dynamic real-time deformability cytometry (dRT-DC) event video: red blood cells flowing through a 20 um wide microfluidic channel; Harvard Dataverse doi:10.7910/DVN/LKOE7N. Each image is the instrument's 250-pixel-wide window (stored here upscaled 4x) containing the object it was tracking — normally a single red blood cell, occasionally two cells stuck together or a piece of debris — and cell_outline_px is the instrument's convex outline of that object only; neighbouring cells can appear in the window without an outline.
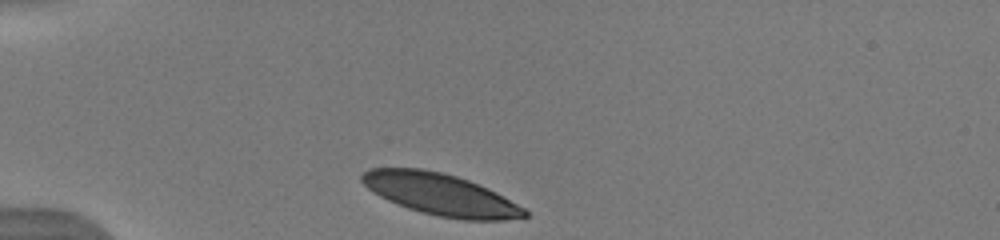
{"species": "human", "species_latin": "Homo sapiens", "temperature_condition": "warm", "stored_images_in_passage": 35, "camera_frame_rate_fps": 3000, "um_per_image_px": 0.085, "donor": {"sex": "male"}, "frame": {"image": 1, "passage_image": 1, "time_ms": 0.0, "image_size_px": [1000, 240], "cell_outline_px": [[528, 216], [504, 220], [460, 220], [420, 212], [408, 208], [388, 200], [372, 192], [360, 180], [360, 176], [368, 168], [424, 168], [456, 176], [468, 180], [488, 188], [496, 192], [524, 208], [528, 212]], "centroid_in_image_um": [37.43, 16.52], "position_along_channel_um": 47.6, "area_um2": 39.42}}
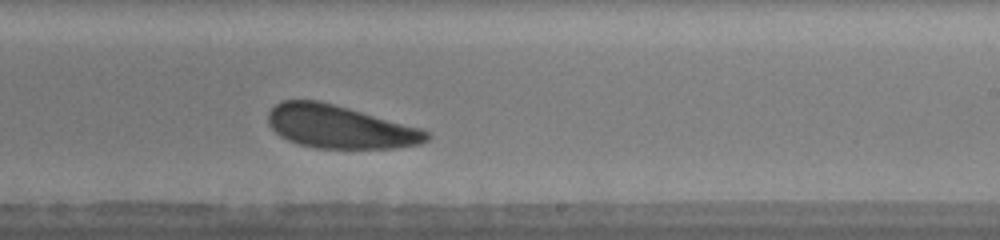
{"frame": {"image": 2, "passage_image": 20, "time_ms": 6.333, "image_size_px": [1000, 240], "cell_outline_px": [[432, 136], [428, 140], [420, 144], [392, 148], [316, 148], [300, 144], [288, 140], [280, 136], [268, 124], [268, 112], [276, 104], [284, 100], [320, 100], [420, 128], [428, 132]], "centroid_in_image_um": [28.87, 10.78], "position_along_channel_um": 260.1, "area_um2": 39.54}, "authors_computed_cell_mechanics": {"area_um2": 40.5178, "velocity_mm_per_s": 3.8652, "shape_relaxation_time_tau1_ms": 2.3944, "shape_relaxation_time_tau2_ms": 6.9436, "deformation_change_tau1": 0.0949, "deformation_change_tau2": 0.1672}}